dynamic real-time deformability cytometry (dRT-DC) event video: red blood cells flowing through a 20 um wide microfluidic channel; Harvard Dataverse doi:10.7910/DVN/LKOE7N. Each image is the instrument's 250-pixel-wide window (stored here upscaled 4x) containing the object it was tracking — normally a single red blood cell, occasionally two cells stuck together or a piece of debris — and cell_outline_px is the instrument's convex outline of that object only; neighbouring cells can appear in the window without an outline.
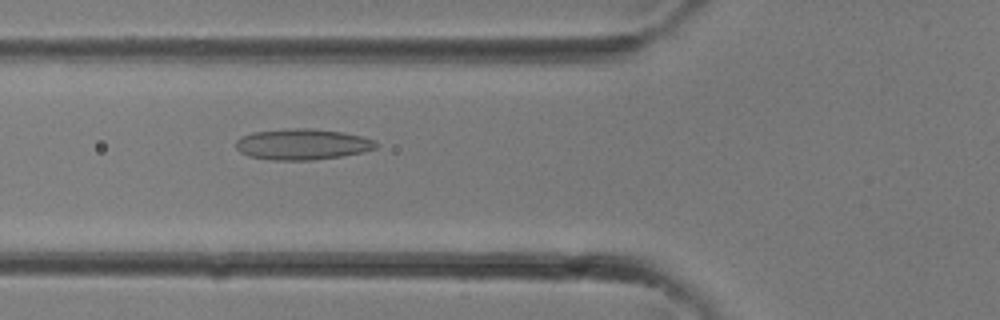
{"species": "common noctule bat (a hibernating species)", "species_latin": "Nyctalus noctula", "temperature_condition": "room temperature", "stored_images_in_passage": 12, "camera_frame_rate_fps": 3000, "um_per_image_px": 0.085, "animal": {"sex": "female"}, "frame": {"image": 1, "passage_image": 12, "time_ms": 3.667, "image_size_px": [1000, 320], "cell_outline_px": [[376, 148], [364, 152], [344, 156], [312, 160], [272, 160], [248, 156], [240, 152], [236, 148], [236, 140], [240, 136], [252, 132], [288, 128], [312, 128], [344, 132], [376, 140]], "centroid_in_image_um": [25.69, 12.26], "position_along_channel_um": 100.1, "area_um2": 25.55}}